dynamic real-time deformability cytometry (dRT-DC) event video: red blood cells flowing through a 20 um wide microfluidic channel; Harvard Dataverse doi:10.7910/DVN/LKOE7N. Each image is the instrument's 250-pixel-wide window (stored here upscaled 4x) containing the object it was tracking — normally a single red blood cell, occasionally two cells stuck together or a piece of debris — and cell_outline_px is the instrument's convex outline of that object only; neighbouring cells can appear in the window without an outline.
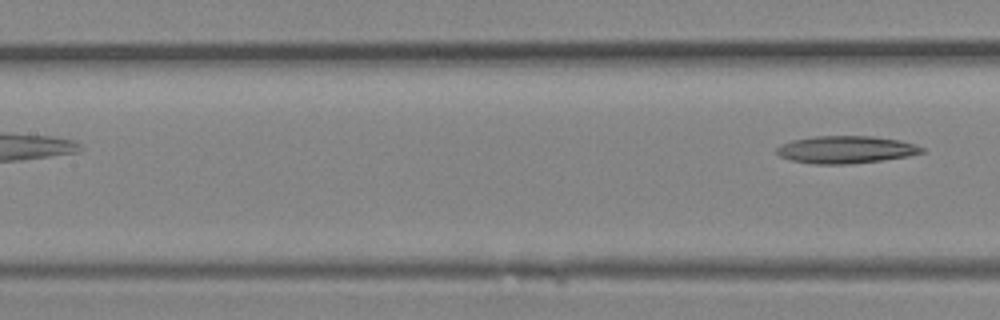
{"species": "Egyptian fruit bat (a non-hibernating species)", "species_latin": "Rousettus aegyptiacus", "temperature_condition": "room temperature", "stored_images_in_passage": 10, "camera_frame_rate_fps": 3000, "um_per_image_px": 0.085, "animal": {"sex": "female"}, "frame": {"image": 1, "passage_image": 10, "time_ms": 3.0, "image_size_px": [1000, 320], "cell_outline_px": [[928, 152], [908, 156], [880, 160], [848, 164], [812, 164], [792, 160], [780, 156], [776, 152], [776, 148], [780, 144], [792, 140], [816, 136], [872, 136], [900, 140], [916, 144], [924, 148]], "centroid_in_image_um": [71.92, 12.71], "position_along_channel_um": 135.5, "area_um2": 23.29}}